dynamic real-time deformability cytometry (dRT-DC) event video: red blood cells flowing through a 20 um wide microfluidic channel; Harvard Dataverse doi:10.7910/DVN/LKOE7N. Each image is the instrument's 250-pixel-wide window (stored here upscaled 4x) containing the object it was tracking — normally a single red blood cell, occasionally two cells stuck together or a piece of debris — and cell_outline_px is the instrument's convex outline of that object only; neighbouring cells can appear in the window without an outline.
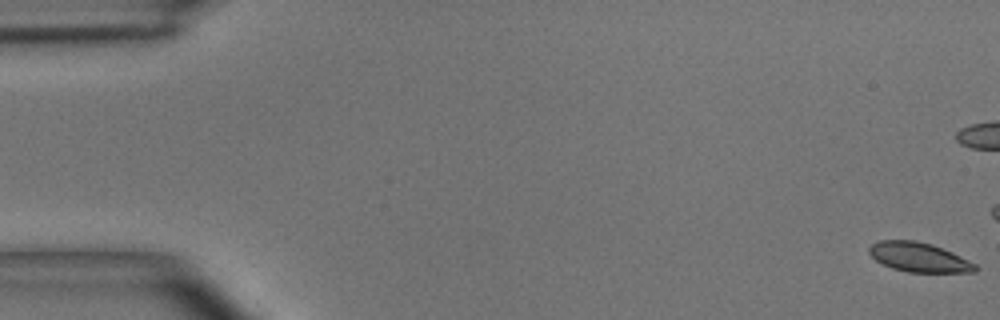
{"species": "common noctule bat (a hibernating species)", "species_latin": "Nyctalus noctula", "temperature_condition": "room temperature", "stored_images_in_passage": 14, "camera_frame_rate_fps": 3000, "um_per_image_px": 0.085, "animal": {"sex": "male", "body_mass_g": 15.6}, "frame": {"image": 1, "passage_image": 1, "time_ms": 0.0, "image_size_px": [1000, 320], "cell_outline_px": [[980, 268], [976, 272], [908, 272], [892, 268], [876, 260], [868, 252], [868, 248], [872, 244], [880, 240], [916, 240], [932, 244], [952, 252], [976, 264]], "centroid_in_image_um": [78.13, 21.86], "position_along_channel_um": 6.9, "area_um2": 18.21}}